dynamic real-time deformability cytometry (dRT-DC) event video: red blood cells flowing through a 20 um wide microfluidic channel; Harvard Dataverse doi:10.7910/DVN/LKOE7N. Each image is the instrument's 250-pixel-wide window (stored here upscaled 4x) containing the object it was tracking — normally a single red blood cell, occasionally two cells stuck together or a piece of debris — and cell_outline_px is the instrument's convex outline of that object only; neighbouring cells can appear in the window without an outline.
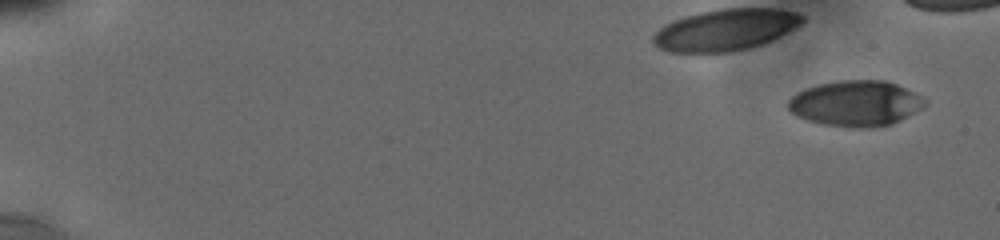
{"species": "human", "species_latin": "Homo sapiens", "temperature_condition": "cold", "stored_images_in_passage": 31, "camera_frame_rate_fps": 3000, "um_per_image_px": 0.085, "donor": {"sex": "male"}, "frame": {"image": 1, "passage_image": 1, "time_ms": 0.0, "image_size_px": [1000, 240], "cell_outline_px": [[928, 104], [900, 120], [892, 124], [864, 128], [860, 128], [820, 124], [796, 116], [788, 108], [788, 100], [796, 92], [804, 88], [816, 84], [836, 80], [884, 80], [896, 84], [928, 100]], "centroid_in_image_um": [72.7, 8.78], "position_along_channel_um": 12.3, "area_um2": 36.41}}
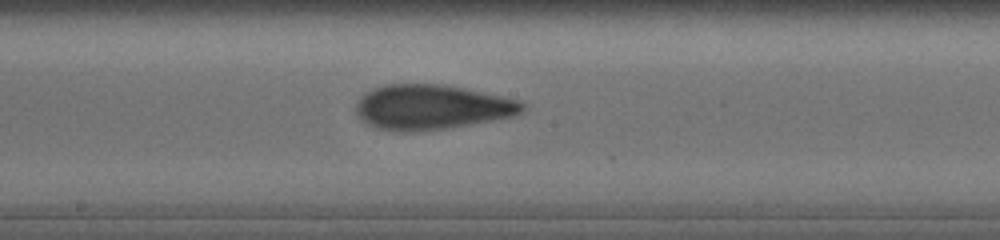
{"frame": {"image": 2, "passage_image": 20, "time_ms": 10.0, "image_size_px": [1000, 240], "cell_outline_px": [[524, 108], [516, 116], [444, 128], [376, 128], [368, 124], [356, 112], [356, 104], [368, 92], [376, 88], [388, 84], [436, 84], [464, 88], [520, 100], [524, 104]], "centroid_in_image_um": [36.76, 9.06], "position_along_channel_um": 211.4, "area_um2": 41.67}}
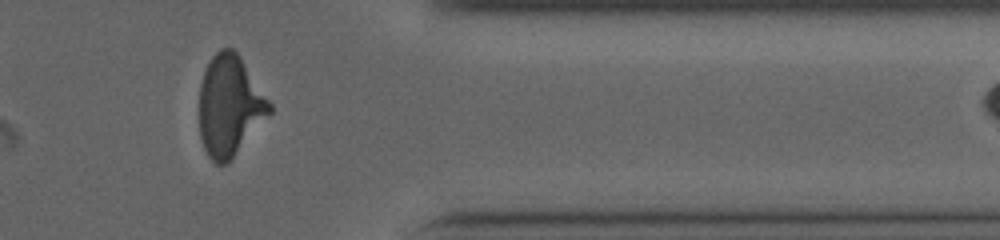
{"frame": {"image": 3, "passage_image": 30, "time_ms": 15.0, "image_size_px": [1000, 240], "cell_outline_px": [[272, 112], [232, 156], [224, 164], [216, 164], [208, 156], [204, 148], [200, 136], [200, 84], [204, 72], [212, 56], [220, 48], [232, 48], [236, 52], [272, 104]], "centroid_in_image_um": [19.51, 8.97], "position_along_channel_um": 391.9, "area_um2": 40.34}, "authors_computed_cell_mechanics": {"area_um2": 40.6912, "velocity_mm_per_s": 3.8294, "shape_relaxation_time_tau1_ms": 6.7606, "shape_relaxation_time_tau2_ms": 1.3936, "deformation_change_tau1": 0.213, "deformation_change_tau2": 0.1007}}